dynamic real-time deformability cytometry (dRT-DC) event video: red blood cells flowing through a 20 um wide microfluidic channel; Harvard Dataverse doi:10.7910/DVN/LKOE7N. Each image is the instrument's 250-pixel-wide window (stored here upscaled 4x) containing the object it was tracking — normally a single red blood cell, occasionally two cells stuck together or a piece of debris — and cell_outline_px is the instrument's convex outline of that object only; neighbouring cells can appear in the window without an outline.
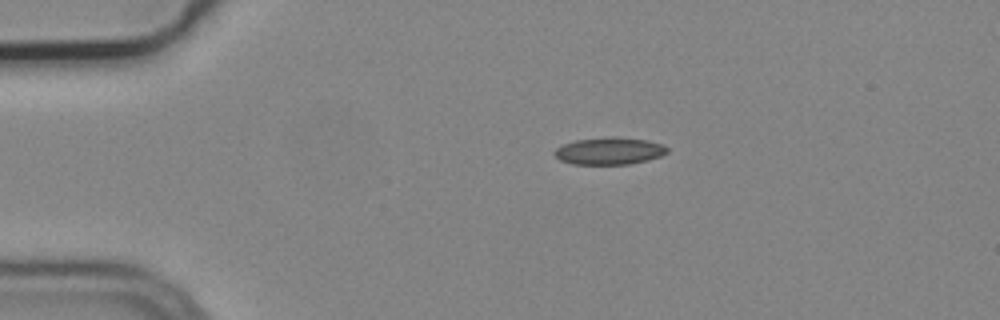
{"species": "common noctule bat (a hibernating species)", "species_latin": "Nyctalus noctula", "temperature_condition": "cold", "stored_images_in_passage": 3, "camera_frame_rate_fps": 3000, "um_per_image_px": 0.085, "animal": {"sex": "male", "body_mass_g": 19.2, "forearm_length_mm": 51.8}, "frame": {"image": 1, "passage_image": 1, "time_ms": 0.0, "image_size_px": [1000, 320], "cell_outline_px": [[668, 152], [660, 156], [648, 160], [628, 164], [572, 164], [560, 160], [552, 152], [556, 148], [564, 144], [576, 140], [612, 136], [616, 136], [648, 140], [660, 144], [668, 148]], "centroid_in_image_um": [51.79, 12.83], "position_along_channel_um": 33.2, "area_um2": 17.86}}
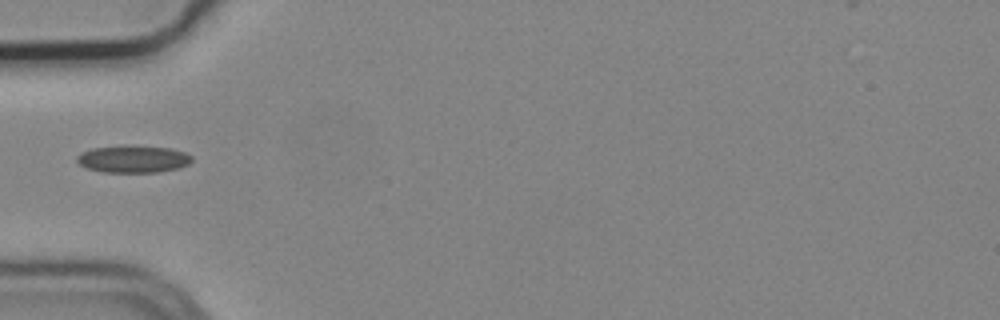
{"frame": {"image": 2, "passage_image": 3, "time_ms": 0.667, "image_size_px": [1000, 320], "cell_outline_px": [[192, 160], [188, 164], [180, 168], [160, 172], [100, 172], [88, 168], [80, 164], [76, 160], [76, 156], [80, 152], [92, 148], [124, 144], [128, 144], [172, 148], [184, 152], [192, 156]], "centroid_in_image_um": [11.31, 13.5], "position_along_channel_um": 73.7, "area_um2": 18.73}}